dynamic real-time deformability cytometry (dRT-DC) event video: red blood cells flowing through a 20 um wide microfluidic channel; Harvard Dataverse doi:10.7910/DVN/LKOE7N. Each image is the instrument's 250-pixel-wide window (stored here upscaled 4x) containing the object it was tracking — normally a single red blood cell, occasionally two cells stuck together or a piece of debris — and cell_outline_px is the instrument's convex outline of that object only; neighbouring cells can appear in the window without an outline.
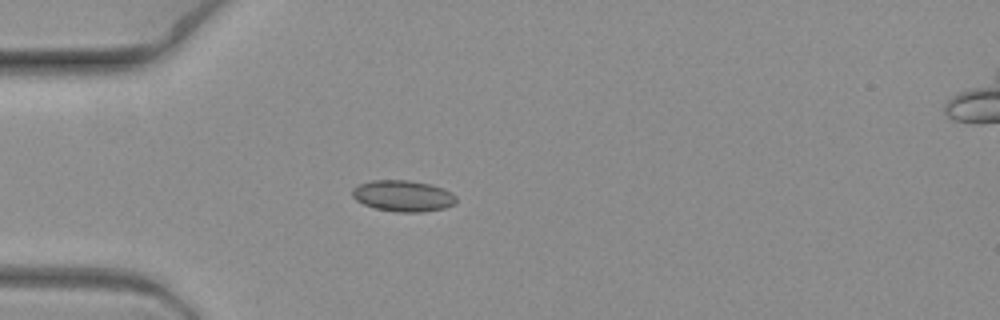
{"species": "common noctule bat (a hibernating species)", "species_latin": "Nyctalus noctula", "temperature_condition": "warm", "stored_images_in_passage": 4, "camera_frame_rate_fps": 3000, "um_per_image_px": 0.085, "animal": {"sex": "female", "body_mass_g": 19.3, "forearm_length_mm": 54.1}, "frame": {"image": 1, "passage_image": 2, "time_ms": 0.333, "image_size_px": [1000, 320], "cell_outline_px": [[456, 204], [444, 208], [424, 212], [396, 212], [376, 208], [364, 204], [356, 200], [352, 196], [352, 188], [360, 184], [372, 180], [408, 180], [428, 184], [452, 192], [456, 196]], "centroid_in_image_um": [34.26, 16.66], "position_along_channel_um": 50.7, "area_um2": 18.84}}
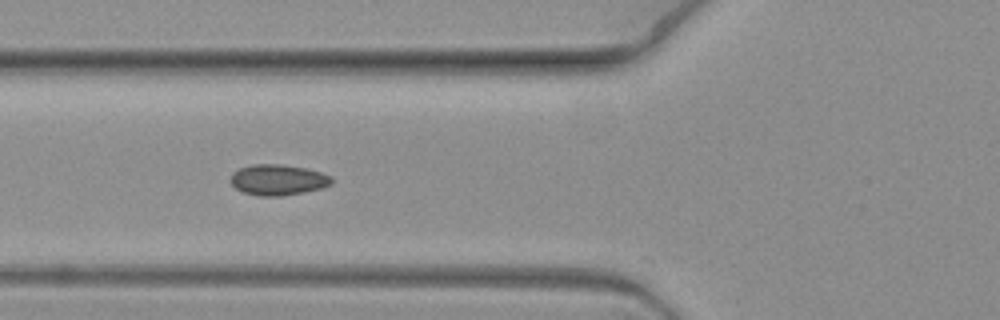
{"frame": {"image": 2, "passage_image": 4, "time_ms": 1.0, "image_size_px": [1000, 320], "cell_outline_px": [[332, 184], [320, 188], [304, 192], [280, 196], [260, 196], [244, 192], [236, 188], [228, 180], [232, 172], [240, 168], [252, 164], [280, 164], [304, 168], [320, 172], [332, 176]], "centroid_in_image_um": [23.6, 15.28], "position_along_channel_um": 102.2, "area_um2": 18.09}}